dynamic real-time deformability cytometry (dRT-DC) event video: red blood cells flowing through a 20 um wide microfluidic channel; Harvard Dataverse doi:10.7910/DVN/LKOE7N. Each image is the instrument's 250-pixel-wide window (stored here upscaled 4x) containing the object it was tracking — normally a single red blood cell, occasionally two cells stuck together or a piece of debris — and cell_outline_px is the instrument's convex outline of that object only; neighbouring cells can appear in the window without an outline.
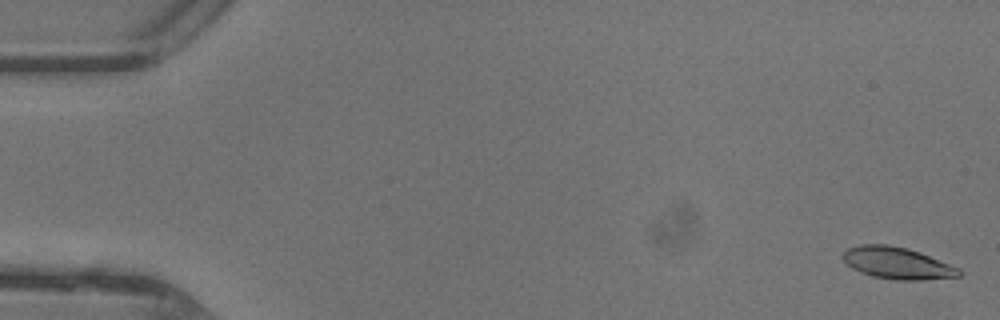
{"species": "common noctule bat (a hibernating species)", "species_latin": "Nyctalus noctula", "temperature_condition": "warm", "stored_images_in_passage": 47, "camera_frame_rate_fps": 3000, "um_per_image_px": 0.085, "animal": {"sex": "female"}, "frame": {"image": 1, "passage_image": 1, "time_ms": 0.0, "image_size_px": [1000, 320], "cell_outline_px": [[964, 272], [960, 276], [924, 280], [896, 280], [872, 276], [860, 272], [844, 264], [840, 256], [848, 248], [860, 244], [888, 244], [908, 248], [920, 252], [960, 268]], "centroid_in_image_um": [76.25, 22.36], "position_along_channel_um": 8.8, "area_um2": 21.91}}
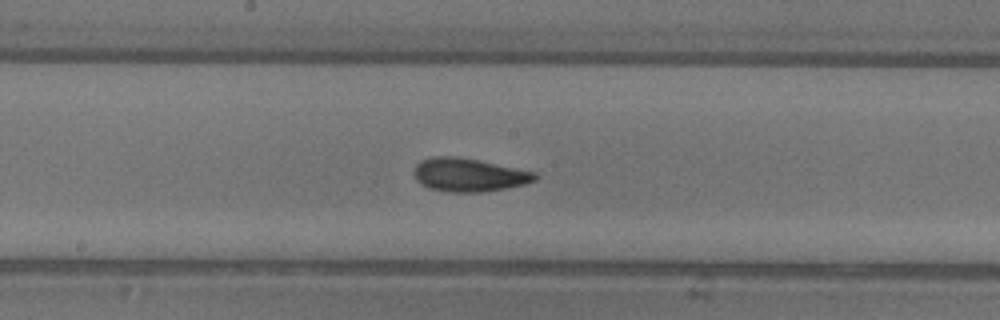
{"frame": {"image": 2, "passage_image": 25, "time_ms": 8.0, "image_size_px": [1000, 320], "cell_outline_px": [[540, 176], [536, 180], [524, 184], [508, 188], [480, 192], [448, 192], [428, 188], [420, 184], [416, 180], [416, 164], [420, 160], [432, 156], [456, 156], [536, 172]], "centroid_in_image_um": [39.86, 14.87], "position_along_channel_um": 208.3, "area_um2": 23.47}}
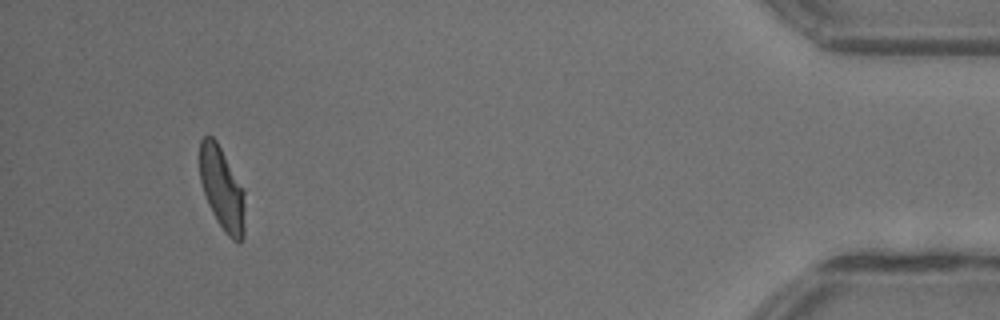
{"frame": {"image": 3, "passage_image": 44, "time_ms": 14.333, "image_size_px": [1000, 320], "cell_outline_px": [[244, 236], [240, 244], [232, 240], [224, 232], [216, 220], [208, 204], [200, 180], [200, 140], [204, 136], [212, 136], [216, 140], [244, 192]], "centroid_in_image_um": [18.87, 16.1], "position_along_channel_um": 416.3, "area_um2": 21.56}, "authors_computed_cell_mechanics": {"area_um2": 22.3108, "velocity_mm_per_s": 4.4172, "shape_relaxation_time_tau1_ms": 3.6584, "shape_relaxation_time_tau2_ms": 1.8718, "deformation_change_tau1": 0.1491, "deformation_change_tau2": 0.0879}}